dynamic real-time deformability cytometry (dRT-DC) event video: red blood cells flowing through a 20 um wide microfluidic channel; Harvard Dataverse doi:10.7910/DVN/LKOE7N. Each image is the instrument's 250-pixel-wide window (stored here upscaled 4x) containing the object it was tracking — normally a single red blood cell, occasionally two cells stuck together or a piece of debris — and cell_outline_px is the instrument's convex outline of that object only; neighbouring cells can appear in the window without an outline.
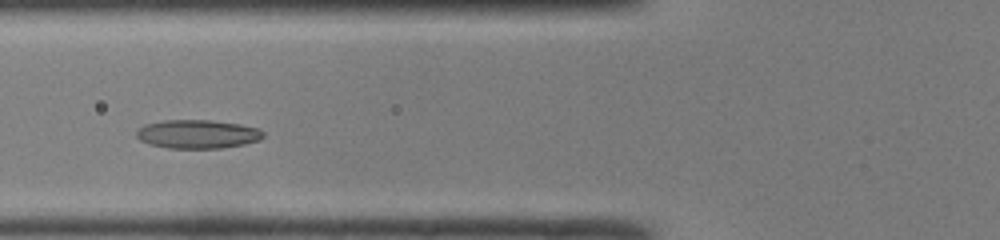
{"species": "common noctule bat (a hibernating species)", "species_latin": "Nyctalus noctula", "temperature_condition": "room temperature", "stored_images_in_passage": 37, "camera_frame_rate_fps": 3000, "um_per_image_px": 0.085, "animal": {"sex": "male", "body_mass_g": 19.0, "forearm_length_mm": 50.8}, "frame": {"image": 1, "passage_image": 6, "time_ms": 1.667, "image_size_px": [1000, 240], "cell_outline_px": [[264, 136], [260, 140], [244, 144], [220, 148], [168, 148], [148, 144], [140, 140], [136, 136], [136, 128], [144, 124], [164, 120], [212, 120], [240, 124], [260, 128], [264, 132]], "centroid_in_image_um": [16.78, 11.39], "position_along_channel_um": 109.0, "area_um2": 21.44}}
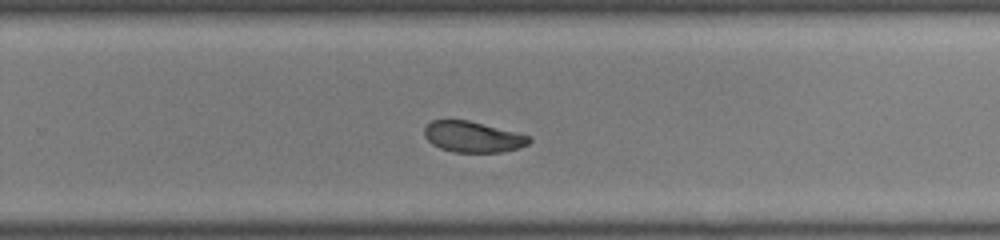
{"frame": {"image": 2, "passage_image": 19, "time_ms": 6.0, "image_size_px": [1000, 240], "cell_outline_px": [[532, 140], [528, 144], [520, 148], [504, 152], [452, 152], [440, 148], [432, 144], [424, 136], [424, 128], [432, 120], [468, 120], [528, 136]], "centroid_in_image_um": [40.16, 11.65], "position_along_channel_um": 289.6, "area_um2": 18.67}}
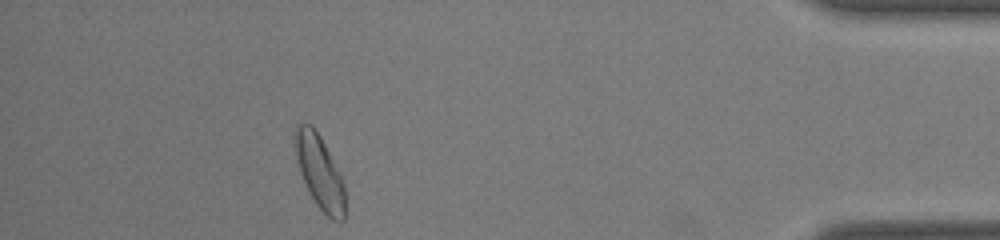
{"frame": {"image": 3, "passage_image": 31, "time_ms": 10.0, "image_size_px": [1000, 240], "cell_outline_px": [[344, 220], [332, 220], [316, 204], [300, 172], [296, 156], [292, 136], [296, 124], [312, 124], [320, 136], [340, 172], [344, 184]], "centroid_in_image_um": [27.15, 14.55], "position_along_channel_um": 408.1, "area_um2": 21.27}}